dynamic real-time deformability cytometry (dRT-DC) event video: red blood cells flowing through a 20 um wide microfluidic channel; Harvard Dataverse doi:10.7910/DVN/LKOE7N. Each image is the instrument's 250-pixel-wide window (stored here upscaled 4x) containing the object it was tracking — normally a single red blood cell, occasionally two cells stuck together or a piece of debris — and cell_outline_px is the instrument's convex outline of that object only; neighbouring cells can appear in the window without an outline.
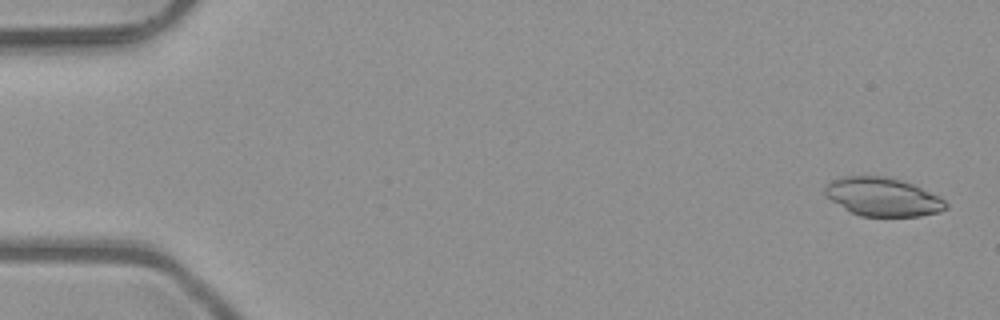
{"species": "common noctule bat (a hibernating species)", "species_latin": "Nyctalus noctula", "temperature_condition": "room temperature", "stored_images_in_passage": 5, "camera_frame_rate_fps": 3000, "um_per_image_px": 0.085, "animal": {"sex": "male", "body_mass_g": 23.1, "forearm_length_mm": 52.7}, "frame": {"image": 1, "passage_image": 1, "time_ms": 0.0, "image_size_px": [1000, 320], "cell_outline_px": [[948, 208], [940, 212], [920, 216], [860, 216], [852, 212], [824, 196], [824, 188], [832, 180], [840, 176], [884, 176], [900, 180], [912, 184], [940, 196], [948, 204]], "centroid_in_image_um": [75.04, 16.73], "position_along_channel_um": 10.0, "area_um2": 27.11}}